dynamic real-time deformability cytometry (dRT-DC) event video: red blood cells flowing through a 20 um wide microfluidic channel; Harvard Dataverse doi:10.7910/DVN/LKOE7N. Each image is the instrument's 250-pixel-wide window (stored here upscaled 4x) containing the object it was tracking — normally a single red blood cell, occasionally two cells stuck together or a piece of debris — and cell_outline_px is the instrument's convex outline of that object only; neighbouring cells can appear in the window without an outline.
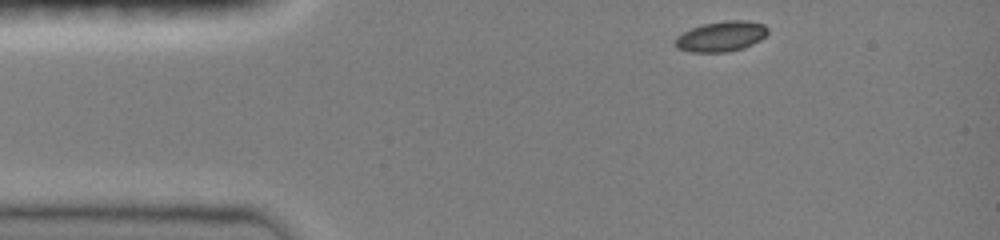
{"species": "common noctule bat (a hibernating species)", "species_latin": "Nyctalus noctula", "temperature_condition": "room temperature", "stored_images_in_passage": 35, "camera_frame_rate_fps": 3000, "um_per_image_px": 0.085, "animal": {"sex": "female", "body_mass_g": 19.0, "forearm_length_mm": 51.5}, "frame": {"image": 1, "passage_image": 1, "time_ms": 0.0, "image_size_px": [1000, 240], "cell_outline_px": [[768, 32], [760, 40], [744, 48], [724, 52], [688, 52], [676, 48], [676, 36], [692, 28], [704, 24], [728, 20], [748, 20], [764, 24], [768, 28]], "centroid_in_image_um": [61.31, 3.09], "position_along_channel_um": 23.7, "area_um2": 16.3}}
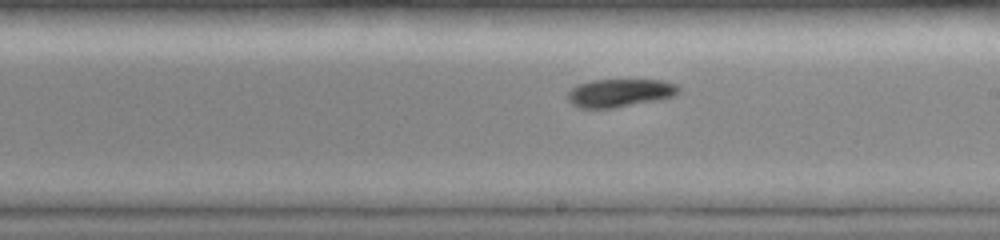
{"frame": {"image": 2, "passage_image": 20, "time_ms": 6.333, "image_size_px": [1000, 240], "cell_outline_px": [[680, 92], [672, 96], [656, 100], [616, 108], [580, 108], [572, 104], [568, 100], [568, 92], [576, 84], [592, 80], [664, 80], [676, 84], [680, 88]], "centroid_in_image_um": [52.67, 7.89], "position_along_channel_um": 236.3, "area_um2": 18.21}}
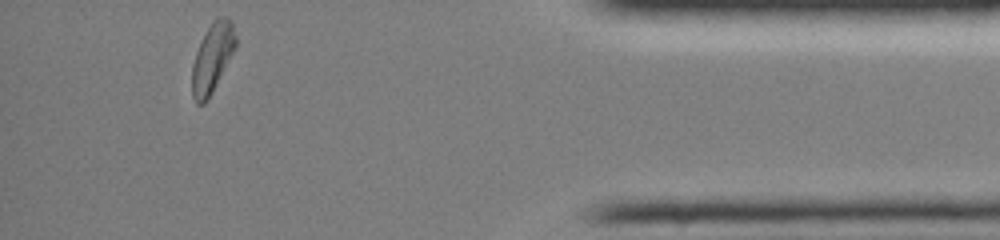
{"frame": {"image": 3, "passage_image": 35, "time_ms": 11.333, "image_size_px": [1000, 240], "cell_outline_px": [[236, 48], [208, 100], [204, 104], [196, 104], [192, 96], [192, 64], [196, 52], [212, 20], [216, 16], [228, 16], [232, 20], [236, 36]], "centroid_in_image_um": [18.07, 4.9], "position_along_channel_um": 417.1, "area_um2": 17.74}, "authors_computed_cell_mechanics": {"area_um2": 17.8602, "velocity_mm_per_s": 4.091, "shape_relaxation_time_tau1_ms": 2.7265, "shape_relaxation_time_tau2_ms": 4.8981, "deformation_change_tau1": 0.0989, "deformation_change_tau2": 0.1338}}